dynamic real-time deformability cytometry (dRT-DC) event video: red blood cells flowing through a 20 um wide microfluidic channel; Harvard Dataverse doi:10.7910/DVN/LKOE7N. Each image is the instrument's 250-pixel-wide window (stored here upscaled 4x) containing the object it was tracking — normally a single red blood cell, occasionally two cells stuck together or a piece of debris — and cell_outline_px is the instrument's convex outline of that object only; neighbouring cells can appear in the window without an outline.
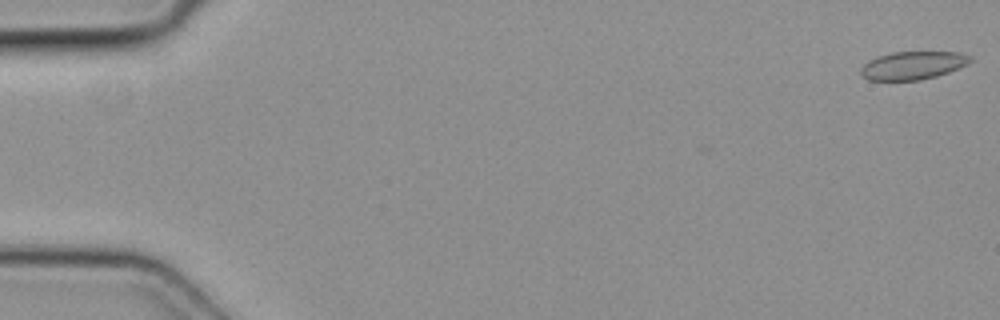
{"species": "common noctule bat (a hibernating species)", "species_latin": "Nyctalus noctula", "temperature_condition": "cold", "stored_images_in_passage": 4, "camera_frame_rate_fps": 3000, "um_per_image_px": 0.085, "animal": {"sex": "female", "body_mass_g": 19.3, "forearm_length_mm": 54.1}, "frame": {"image": 1, "passage_image": 1, "time_ms": 0.0, "image_size_px": [1000, 320], "cell_outline_px": [[972, 60], [968, 64], [960, 68], [936, 76], [920, 80], [868, 80], [860, 76], [860, 68], [868, 60], [876, 56], [892, 52], [956, 52], [972, 56]], "centroid_in_image_um": [77.56, 5.56], "position_along_channel_um": 7.4, "area_um2": 18.09}}
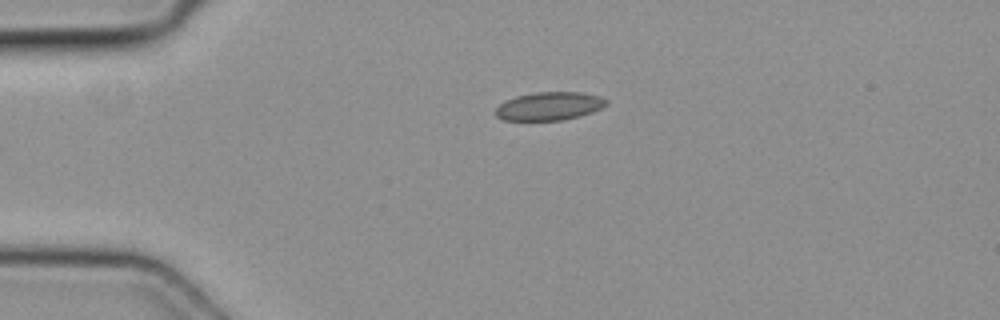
{"frame": {"image": 2, "passage_image": 4, "time_ms": 1.0, "image_size_px": [1000, 320], "cell_outline_px": [[608, 104], [592, 112], [580, 116], [560, 120], [504, 120], [496, 116], [496, 108], [500, 104], [516, 96], [536, 92], [580, 92], [600, 96], [608, 100]], "centroid_in_image_um": [46.71, 9.02], "position_along_channel_um": 38.3, "area_um2": 18.09}}